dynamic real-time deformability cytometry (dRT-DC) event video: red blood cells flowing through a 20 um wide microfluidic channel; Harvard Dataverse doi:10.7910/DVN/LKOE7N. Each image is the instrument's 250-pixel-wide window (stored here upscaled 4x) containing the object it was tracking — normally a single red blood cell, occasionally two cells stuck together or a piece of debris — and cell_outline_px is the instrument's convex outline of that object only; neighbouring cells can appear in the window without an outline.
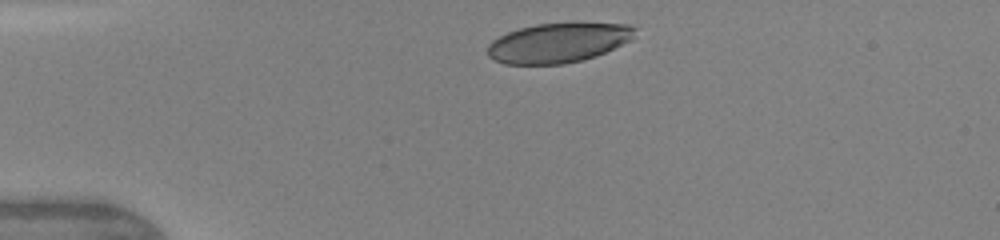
{"species": "human", "species_latin": "Homo sapiens", "temperature_condition": "warm", "stored_images_in_passage": 3, "camera_frame_rate_fps": 3000, "um_per_image_px": 0.085, "donor": {"sex": "female"}, "frame": {"image": 1, "passage_image": 1, "time_ms": 0.0, "image_size_px": [1000, 240], "cell_outline_px": [[636, 28], [632, 36], [628, 40], [596, 56], [564, 64], [504, 64], [488, 56], [488, 44], [492, 40], [508, 32], [520, 28], [536, 24], [572, 20], [632, 24]], "centroid_in_image_um": [47.47, 3.58], "position_along_channel_um": 37.5, "area_um2": 34.68}}